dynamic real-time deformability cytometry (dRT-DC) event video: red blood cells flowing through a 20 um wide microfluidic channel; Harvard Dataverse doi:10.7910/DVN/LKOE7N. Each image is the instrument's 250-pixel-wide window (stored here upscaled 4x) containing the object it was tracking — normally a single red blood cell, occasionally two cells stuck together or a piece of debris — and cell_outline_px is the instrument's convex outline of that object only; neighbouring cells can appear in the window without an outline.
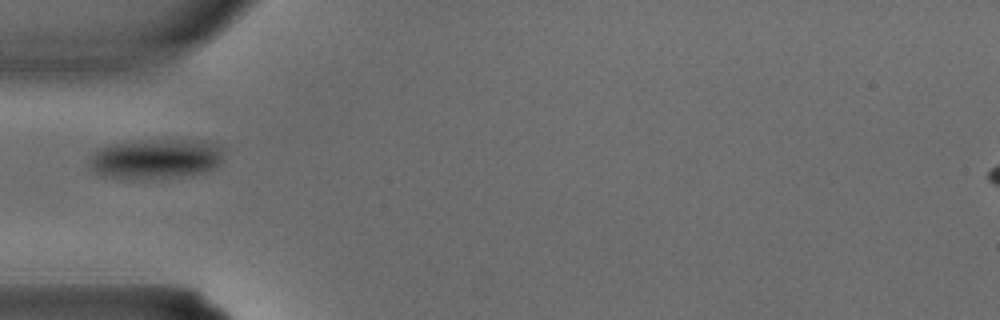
{"species": "common noctule bat (a hibernating species)", "species_latin": "Nyctalus noctula", "temperature_condition": "warm", "stored_images_in_passage": 2, "camera_frame_rate_fps": 3000, "um_per_image_px": 0.085, "animal": {"sex": "male", "body_mass_g": 15.6}, "frame": {"image": 1, "passage_image": 2, "time_ms": 0.333, "image_size_px": [1000, 320], "cell_outline_px": [[224, 160], [216, 168], [208, 172], [192, 176], [160, 180], [128, 180], [100, 176], [88, 168], [88, 160], [100, 148], [112, 144], [136, 140], [204, 140], [220, 144], [224, 148]], "centroid_in_image_um": [13.31, 13.55], "position_along_channel_um": 71.7, "area_um2": 33.06}}